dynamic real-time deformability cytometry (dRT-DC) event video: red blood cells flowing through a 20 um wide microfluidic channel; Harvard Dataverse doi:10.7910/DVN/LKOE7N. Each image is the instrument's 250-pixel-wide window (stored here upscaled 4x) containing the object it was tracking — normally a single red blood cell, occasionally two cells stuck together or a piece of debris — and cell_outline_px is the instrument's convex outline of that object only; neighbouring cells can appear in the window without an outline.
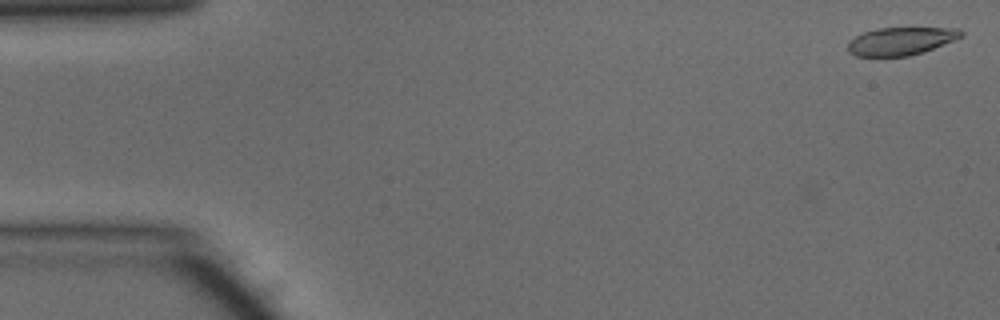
{"species": "common noctule bat (a hibernating species)", "species_latin": "Nyctalus noctula", "temperature_condition": "warm", "stored_images_in_passage": 7, "camera_frame_rate_fps": 3000, "um_per_image_px": 0.085, "animal": {"sex": "male", "body_mass_g": 15.6}, "frame": {"image": 1, "passage_image": 1, "time_ms": 0.0, "image_size_px": [1000, 320], "cell_outline_px": [[964, 36], [956, 40], [908, 56], [856, 56], [848, 52], [848, 44], [856, 36], [864, 32], [876, 28], [956, 28], [964, 32]], "centroid_in_image_um": [76.59, 3.49], "position_along_channel_um": 8.4, "area_um2": 18.21}}